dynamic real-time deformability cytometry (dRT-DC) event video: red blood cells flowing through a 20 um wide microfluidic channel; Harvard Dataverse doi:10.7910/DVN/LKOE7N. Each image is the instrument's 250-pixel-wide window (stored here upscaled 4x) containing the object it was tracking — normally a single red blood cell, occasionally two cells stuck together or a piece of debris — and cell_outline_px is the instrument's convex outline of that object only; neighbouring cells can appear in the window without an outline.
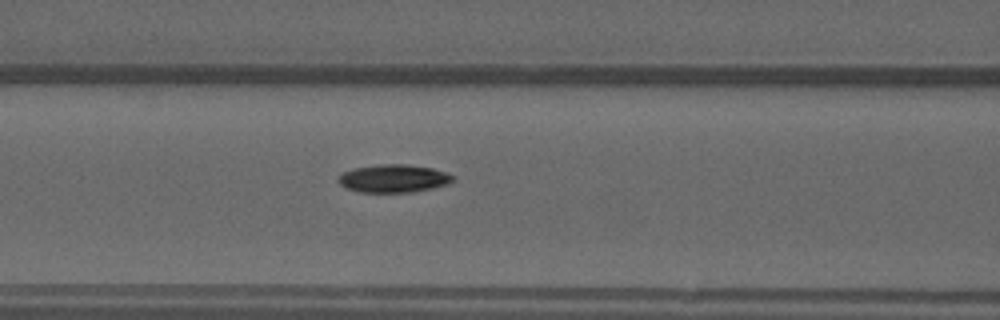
{"species": "common noctule bat (a hibernating species)", "species_latin": "Nyctalus noctula", "temperature_condition": "warm", "stored_images_in_passage": 21, "camera_frame_rate_fps": 3000, "um_per_image_px": 0.085, "animal": {"sex": "male", "forearm_length_mm": 52.5}, "frame": {"image": 1, "passage_image": 21, "time_ms": 6.667, "image_size_px": [1000, 320], "cell_outline_px": [[456, 180], [448, 184], [432, 188], [412, 192], [360, 192], [344, 188], [336, 180], [344, 172], [352, 168], [384, 164], [404, 164], [432, 168], [448, 172]], "centroid_in_image_um": [33.46, 15.17], "position_along_channel_um": 133.1, "area_um2": 18.73}}